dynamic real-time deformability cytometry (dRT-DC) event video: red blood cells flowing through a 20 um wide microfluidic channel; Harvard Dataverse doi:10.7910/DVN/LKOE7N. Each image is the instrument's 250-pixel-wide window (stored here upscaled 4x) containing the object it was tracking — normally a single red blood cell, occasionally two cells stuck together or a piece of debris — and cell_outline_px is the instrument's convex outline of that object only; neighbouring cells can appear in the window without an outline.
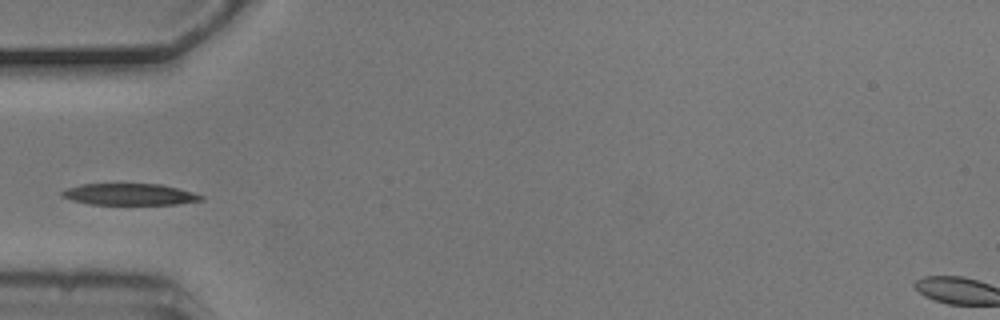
{"species": "common noctule bat (a hibernating species)", "species_latin": "Nyctalus noctula", "temperature_condition": "cold", "stored_images_in_passage": 3, "camera_frame_rate_fps": 3000, "um_per_image_px": 0.085, "animal": {"sex": "male", "body_mass_g": 20.5, "forearm_length_mm": 52.5}, "frame": {"image": 1, "passage_image": 1, "time_ms": 0.0, "image_size_px": [1000, 320], "cell_outline_px": [[204, 200], [176, 204], [92, 204], [72, 200], [60, 196], [60, 192], [68, 188], [80, 184], [160, 184], [192, 192], [204, 196]], "centroid_in_image_um": [11.0, 16.52], "position_along_channel_um": 74.0, "area_um2": 17.28}}
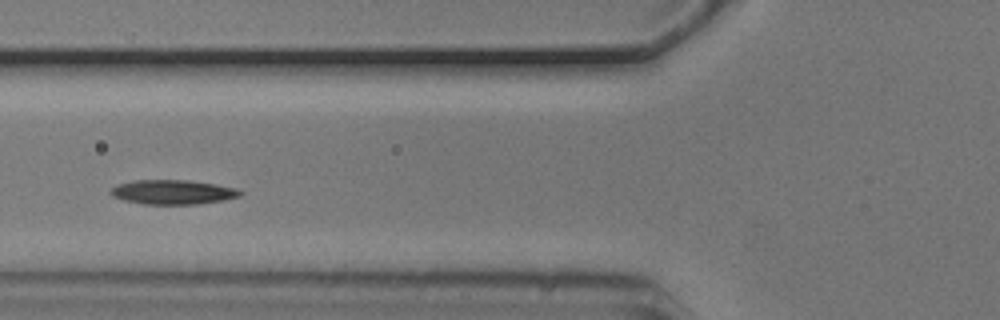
{"frame": {"image": 2, "passage_image": 2, "time_ms": 0.333, "image_size_px": [1000, 320], "cell_outline_px": [[244, 192], [240, 196], [224, 200], [196, 204], [144, 204], [124, 200], [112, 196], [108, 192], [116, 184], [132, 180], [188, 180], [216, 184], [236, 188]], "centroid_in_image_um": [14.67, 16.32], "position_along_channel_um": 111.1, "area_um2": 18.55}}
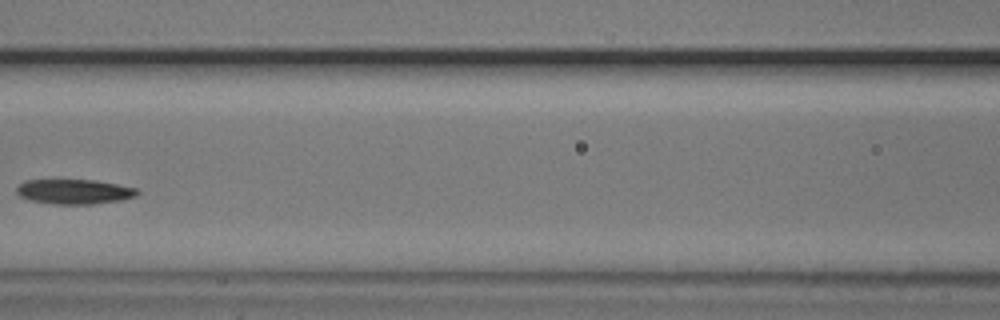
{"frame": {"image": 3, "passage_image": 3, "time_ms": 0.667, "image_size_px": [1000, 320], "cell_outline_px": [[140, 192], [136, 196], [120, 200], [92, 204], [56, 204], [32, 200], [20, 196], [16, 192], [16, 188], [24, 180], [96, 180], [136, 188]], "centroid_in_image_um": [6.32, 16.28], "position_along_channel_um": 160.3, "area_um2": 17.28}}